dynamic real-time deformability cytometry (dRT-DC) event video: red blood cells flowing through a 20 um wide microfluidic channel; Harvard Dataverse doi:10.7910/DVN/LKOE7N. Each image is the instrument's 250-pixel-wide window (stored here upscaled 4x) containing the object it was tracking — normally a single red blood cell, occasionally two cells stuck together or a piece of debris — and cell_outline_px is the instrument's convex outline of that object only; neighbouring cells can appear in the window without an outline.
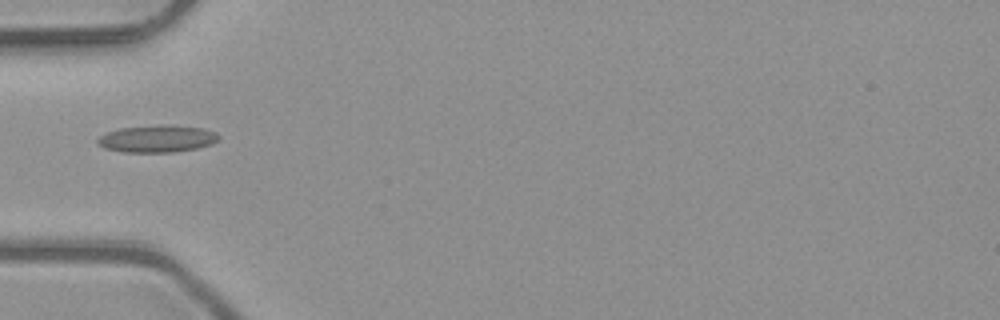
{"species": "common noctule bat (a hibernating species)", "species_latin": "Nyctalus noctula", "temperature_condition": "room temperature", "stored_images_in_passage": 5, "camera_frame_rate_fps": 3000, "um_per_image_px": 0.085, "animal": {"sex": "male", "body_mass_g": 23.1, "forearm_length_mm": 52.7}, "frame": {"image": 1, "passage_image": 5, "time_ms": 1.333, "image_size_px": [1000, 320], "cell_outline_px": [[220, 140], [212, 144], [196, 148], [172, 152], [124, 152], [104, 148], [96, 144], [96, 140], [100, 136], [108, 132], [120, 128], [172, 124], [204, 128], [216, 132], [220, 136]], "centroid_in_image_um": [13.39, 11.79], "position_along_channel_um": 71.6, "area_um2": 19.31}}